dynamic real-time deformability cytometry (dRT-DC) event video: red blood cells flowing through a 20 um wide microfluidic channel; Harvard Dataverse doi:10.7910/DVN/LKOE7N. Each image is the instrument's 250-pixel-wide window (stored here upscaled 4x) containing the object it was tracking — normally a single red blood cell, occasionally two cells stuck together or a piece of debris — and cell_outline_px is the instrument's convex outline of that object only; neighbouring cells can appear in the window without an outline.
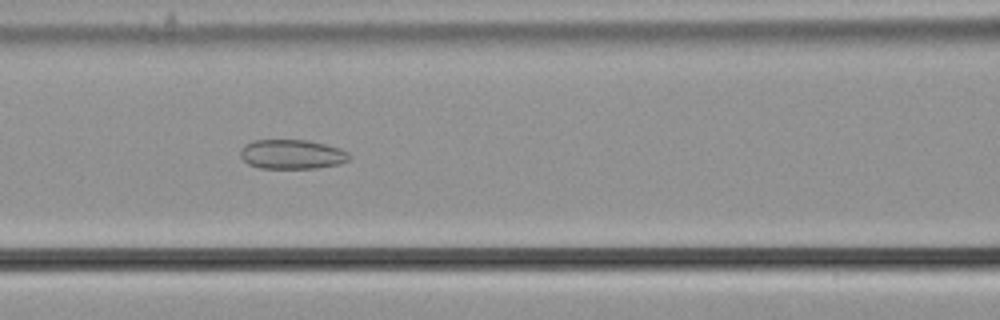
{"species": "common noctule bat (a hibernating species)", "species_latin": "Nyctalus noctula", "temperature_condition": "cold", "stored_images_in_passage": 24, "camera_frame_rate_fps": 3000, "um_per_image_px": 0.085, "animal": {"sex": "male", "body_mass_g": 21.5, "forearm_length_mm": 52.0}, "frame": {"image": 1, "passage_image": 16, "time_ms": 5.0, "image_size_px": [1000, 320], "cell_outline_px": [[352, 156], [348, 160], [340, 164], [316, 168], [260, 168], [248, 164], [240, 156], [240, 152], [244, 144], [252, 140], [308, 140], [340, 148], [348, 152]], "centroid_in_image_um": [24.82, 13.11], "position_along_channel_um": 141.8, "area_um2": 18.79}}
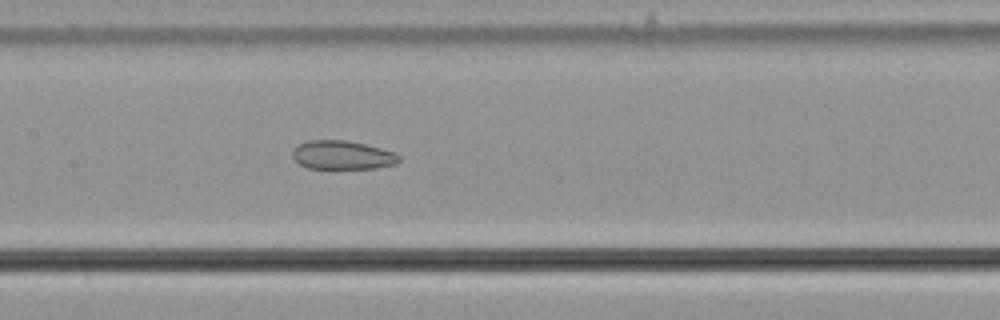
{"frame": {"image": 2, "passage_image": 19, "time_ms": 6.0, "image_size_px": [1000, 320], "cell_outline_px": [[400, 160], [396, 164], [376, 168], [308, 168], [300, 164], [292, 156], [292, 152], [300, 144], [308, 140], [344, 140], [364, 144], [396, 152], [400, 156]], "centroid_in_image_um": [29.14, 13.18], "position_along_channel_um": 178.3, "area_um2": 17.69}}
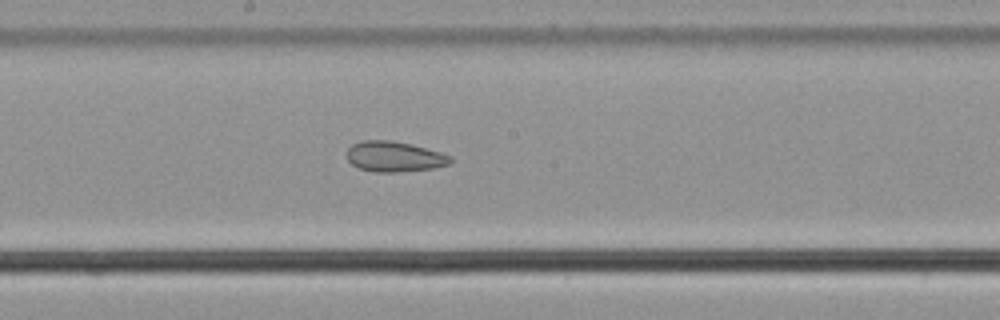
{"frame": {"image": 3, "passage_image": 22, "time_ms": 7.0, "image_size_px": [1000, 320], "cell_outline_px": [[452, 160], [448, 164], [432, 168], [396, 172], [372, 172], [360, 168], [352, 164], [348, 160], [348, 148], [352, 144], [360, 140], [388, 140], [412, 144], [440, 152], [452, 156]], "centroid_in_image_um": [33.5, 13.3], "position_along_channel_um": 214.7, "area_um2": 18.26}}